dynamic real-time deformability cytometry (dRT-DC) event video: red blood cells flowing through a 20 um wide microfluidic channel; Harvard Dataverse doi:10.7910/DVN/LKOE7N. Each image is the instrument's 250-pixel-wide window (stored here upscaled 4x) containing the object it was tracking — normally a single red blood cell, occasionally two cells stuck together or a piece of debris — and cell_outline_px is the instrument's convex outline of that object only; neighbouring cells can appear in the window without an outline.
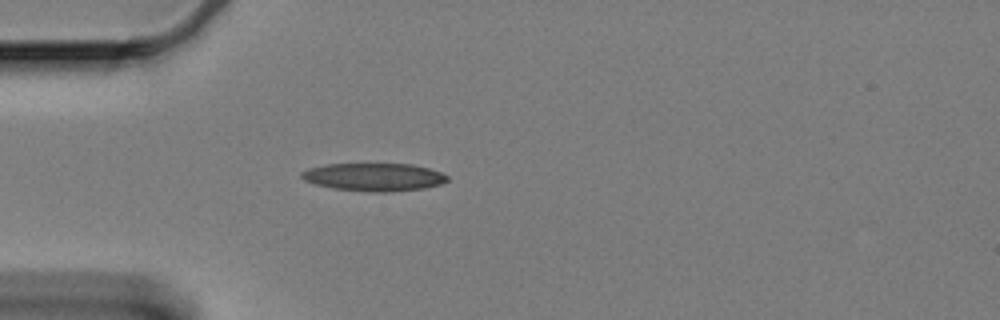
{"species": "Egyptian fruit bat (a non-hibernating species)", "species_latin": "Rousettus aegyptiacus", "temperature_condition": "cold", "stored_images_in_passage": 44, "camera_frame_rate_fps": 3000, "um_per_image_px": 0.085, "animal": {"sex": "female"}, "frame": {"image": 1, "passage_image": 1, "time_ms": 0.0, "image_size_px": [1000, 320], "cell_outline_px": [[448, 180], [440, 184], [424, 188], [384, 192], [376, 192], [332, 188], [316, 184], [304, 180], [300, 176], [300, 172], [308, 168], [324, 164], [412, 164], [428, 168], [440, 172], [448, 176]], "centroid_in_image_um": [31.75, 15.04], "position_along_channel_um": 53.2, "area_um2": 23.58}}
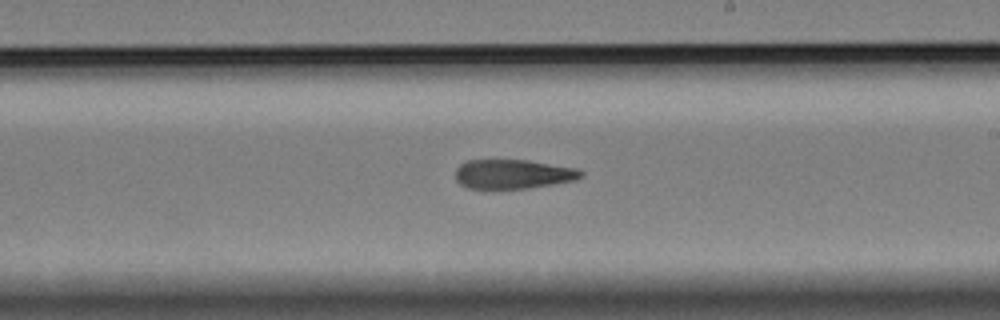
{"frame": {"image": 2, "passage_image": 19, "time_ms": 6.0, "image_size_px": [1000, 320], "cell_outline_px": [[584, 176], [576, 180], [528, 188], [468, 188], [460, 184], [456, 180], [456, 168], [460, 164], [468, 160], [528, 160], [576, 168], [584, 172]], "centroid_in_image_um": [43.62, 14.79], "position_along_channel_um": 245.4, "area_um2": 21.39}}
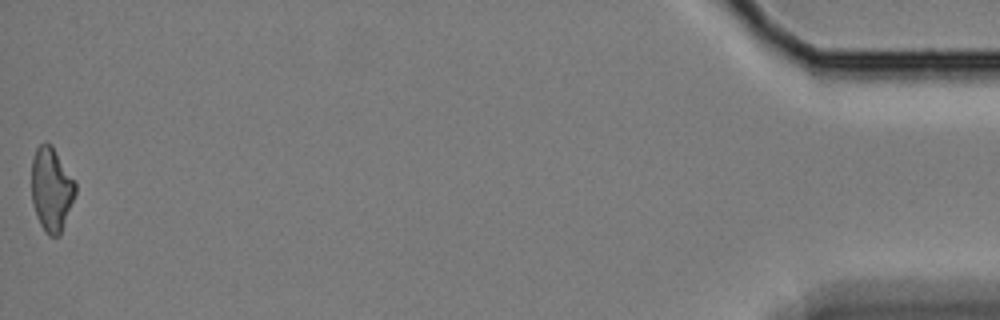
{"frame": {"image": 3, "passage_image": 44, "time_ms": 14.333, "image_size_px": [1000, 320], "cell_outline_px": [[76, 192], [60, 236], [48, 236], [44, 232], [36, 216], [32, 204], [32, 160], [36, 148], [44, 140], [52, 144], [76, 184]], "centroid_in_image_um": [4.35, 16.09], "position_along_channel_um": 430.8, "area_um2": 21.56}, "authors_computed_cell_mechanics": {"area_um2": 22.5709, "velocity_mm_per_s": 3.3308, "shape_relaxation_time_tau1_ms": 7.947, "shape_relaxation_time_tau2_ms": 6.6359, "deformation_change_tau1": 0.1965, "deformation_change_tau2": 0.1775}}